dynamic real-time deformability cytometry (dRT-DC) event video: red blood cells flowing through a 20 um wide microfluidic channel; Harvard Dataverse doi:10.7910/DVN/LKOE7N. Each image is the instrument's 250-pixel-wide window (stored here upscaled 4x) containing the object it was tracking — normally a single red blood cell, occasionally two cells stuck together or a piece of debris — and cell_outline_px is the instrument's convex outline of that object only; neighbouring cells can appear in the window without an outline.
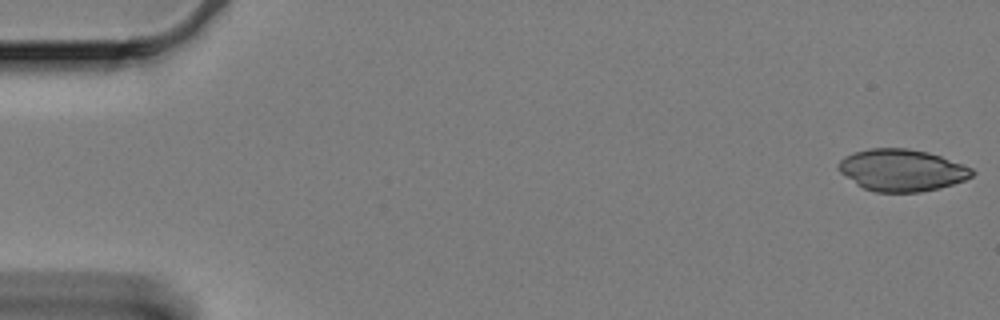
{"species": "Egyptian fruit bat (a non-hibernating species)", "species_latin": "Rousettus aegyptiacus", "temperature_condition": "cold", "stored_images_in_passage": 59, "camera_frame_rate_fps": 3000, "um_per_image_px": 0.085, "animal": {"sex": "female"}, "frame": {"image": 1, "passage_image": 1, "time_ms": 0.0, "image_size_px": [1000, 320], "cell_outline_px": [[976, 172], [972, 176], [964, 180], [940, 188], [920, 192], [876, 192], [864, 188], [856, 184], [840, 172], [836, 168], [836, 164], [840, 160], [856, 152], [872, 148], [908, 148], [928, 152], [964, 164], [972, 168]], "centroid_in_image_um": [76.67, 14.47], "position_along_channel_um": 8.3, "area_um2": 32.6}}
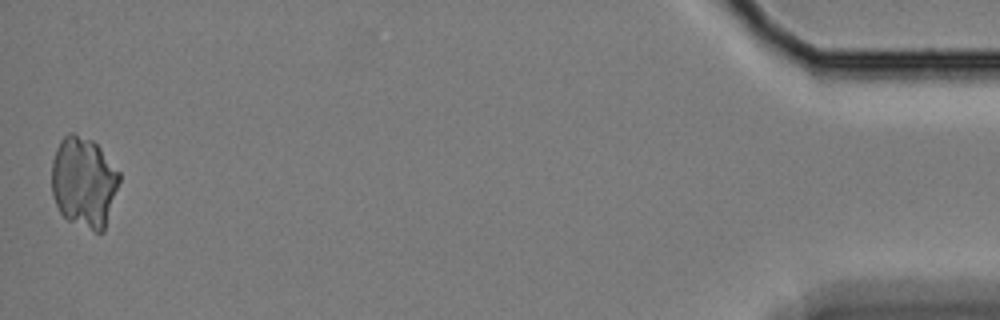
{"frame": {"image": 2, "passage_image": 59, "time_ms": 19.333, "image_size_px": [1000, 320], "cell_outline_px": [[120, 180], [104, 232], [96, 232], [68, 220], [60, 212], [52, 196], [52, 160], [56, 148], [60, 140], [68, 132], [72, 132], [92, 140], [100, 148], [120, 172]], "centroid_in_image_um": [7.12, 15.47], "position_along_channel_um": 428.1, "area_um2": 35.84}}